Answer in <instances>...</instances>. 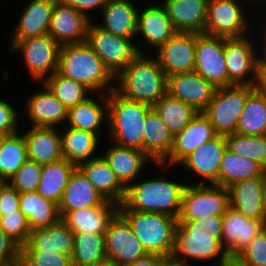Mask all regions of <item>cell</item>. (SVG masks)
I'll use <instances>...</instances> for the list:
<instances>
[{
	"label": "cell",
	"mask_w": 266,
	"mask_h": 266,
	"mask_svg": "<svg viewBox=\"0 0 266 266\" xmlns=\"http://www.w3.org/2000/svg\"><path fill=\"white\" fill-rule=\"evenodd\" d=\"M153 166L155 170L157 169L159 171V174H154L155 176L152 175L153 178L150 177V179L147 175H142V177H139L135 182L131 183L126 188L122 203L129 210L162 213L178 218L181 210L182 195L187 185V177H183L185 180L179 178V176L177 178L175 175L169 177V175L166 174H168L173 167L170 168V166L162 163H155ZM143 177L147 178L144 179ZM172 178L174 180H172Z\"/></svg>",
	"instance_id": "obj_1"
},
{
	"label": "cell",
	"mask_w": 266,
	"mask_h": 266,
	"mask_svg": "<svg viewBox=\"0 0 266 266\" xmlns=\"http://www.w3.org/2000/svg\"><path fill=\"white\" fill-rule=\"evenodd\" d=\"M57 72L83 84L92 93L108 94L115 90V77L86 41L60 47Z\"/></svg>",
	"instance_id": "obj_2"
},
{
	"label": "cell",
	"mask_w": 266,
	"mask_h": 266,
	"mask_svg": "<svg viewBox=\"0 0 266 266\" xmlns=\"http://www.w3.org/2000/svg\"><path fill=\"white\" fill-rule=\"evenodd\" d=\"M166 85L167 77L152 53H139L115 77L117 93L126 99L149 106H153L167 93Z\"/></svg>",
	"instance_id": "obj_3"
},
{
	"label": "cell",
	"mask_w": 266,
	"mask_h": 266,
	"mask_svg": "<svg viewBox=\"0 0 266 266\" xmlns=\"http://www.w3.org/2000/svg\"><path fill=\"white\" fill-rule=\"evenodd\" d=\"M152 106L132 101L115 90L107 94L106 140L143 151L144 122Z\"/></svg>",
	"instance_id": "obj_4"
},
{
	"label": "cell",
	"mask_w": 266,
	"mask_h": 266,
	"mask_svg": "<svg viewBox=\"0 0 266 266\" xmlns=\"http://www.w3.org/2000/svg\"><path fill=\"white\" fill-rule=\"evenodd\" d=\"M118 212L130 224L147 254L171 258L177 218L162 213L129 210L123 203L119 204Z\"/></svg>",
	"instance_id": "obj_5"
},
{
	"label": "cell",
	"mask_w": 266,
	"mask_h": 266,
	"mask_svg": "<svg viewBox=\"0 0 266 266\" xmlns=\"http://www.w3.org/2000/svg\"><path fill=\"white\" fill-rule=\"evenodd\" d=\"M177 221L175 247L171 260L188 266H196V262L202 261L218 266L229 257L218 240L203 227L196 226V220Z\"/></svg>",
	"instance_id": "obj_6"
},
{
	"label": "cell",
	"mask_w": 266,
	"mask_h": 266,
	"mask_svg": "<svg viewBox=\"0 0 266 266\" xmlns=\"http://www.w3.org/2000/svg\"><path fill=\"white\" fill-rule=\"evenodd\" d=\"M250 7L245 0H208L204 33L222 38L252 33L254 10Z\"/></svg>",
	"instance_id": "obj_7"
},
{
	"label": "cell",
	"mask_w": 266,
	"mask_h": 266,
	"mask_svg": "<svg viewBox=\"0 0 266 266\" xmlns=\"http://www.w3.org/2000/svg\"><path fill=\"white\" fill-rule=\"evenodd\" d=\"M9 52L20 54L29 80L44 82L58 69L60 45L49 34L10 40Z\"/></svg>",
	"instance_id": "obj_8"
},
{
	"label": "cell",
	"mask_w": 266,
	"mask_h": 266,
	"mask_svg": "<svg viewBox=\"0 0 266 266\" xmlns=\"http://www.w3.org/2000/svg\"><path fill=\"white\" fill-rule=\"evenodd\" d=\"M256 85H231L216 88L212 100L203 111L218 135L236 132L248 95Z\"/></svg>",
	"instance_id": "obj_9"
},
{
	"label": "cell",
	"mask_w": 266,
	"mask_h": 266,
	"mask_svg": "<svg viewBox=\"0 0 266 266\" xmlns=\"http://www.w3.org/2000/svg\"><path fill=\"white\" fill-rule=\"evenodd\" d=\"M86 42L114 77L139 54L135 38H122L111 34L97 26L94 21L88 26Z\"/></svg>",
	"instance_id": "obj_10"
},
{
	"label": "cell",
	"mask_w": 266,
	"mask_h": 266,
	"mask_svg": "<svg viewBox=\"0 0 266 266\" xmlns=\"http://www.w3.org/2000/svg\"><path fill=\"white\" fill-rule=\"evenodd\" d=\"M229 207L228 188L216 184H187L177 220L223 215Z\"/></svg>",
	"instance_id": "obj_11"
},
{
	"label": "cell",
	"mask_w": 266,
	"mask_h": 266,
	"mask_svg": "<svg viewBox=\"0 0 266 266\" xmlns=\"http://www.w3.org/2000/svg\"><path fill=\"white\" fill-rule=\"evenodd\" d=\"M224 54L228 86L256 85L258 61L257 44L253 32L243 37L224 38Z\"/></svg>",
	"instance_id": "obj_12"
},
{
	"label": "cell",
	"mask_w": 266,
	"mask_h": 266,
	"mask_svg": "<svg viewBox=\"0 0 266 266\" xmlns=\"http://www.w3.org/2000/svg\"><path fill=\"white\" fill-rule=\"evenodd\" d=\"M226 149L225 135H217L191 152L176 167L188 172L185 176L190 173L187 184L219 185V168ZM192 177L199 180L193 181Z\"/></svg>",
	"instance_id": "obj_13"
},
{
	"label": "cell",
	"mask_w": 266,
	"mask_h": 266,
	"mask_svg": "<svg viewBox=\"0 0 266 266\" xmlns=\"http://www.w3.org/2000/svg\"><path fill=\"white\" fill-rule=\"evenodd\" d=\"M105 245L108 264L112 266H126L147 255L130 224L119 212L108 224Z\"/></svg>",
	"instance_id": "obj_14"
},
{
	"label": "cell",
	"mask_w": 266,
	"mask_h": 266,
	"mask_svg": "<svg viewBox=\"0 0 266 266\" xmlns=\"http://www.w3.org/2000/svg\"><path fill=\"white\" fill-rule=\"evenodd\" d=\"M194 71L216 88L228 86L224 38L196 33Z\"/></svg>",
	"instance_id": "obj_15"
},
{
	"label": "cell",
	"mask_w": 266,
	"mask_h": 266,
	"mask_svg": "<svg viewBox=\"0 0 266 266\" xmlns=\"http://www.w3.org/2000/svg\"><path fill=\"white\" fill-rule=\"evenodd\" d=\"M40 89L32 92L23 102L25 124L32 127L62 128L66 125L68 109L56 98L44 82H37Z\"/></svg>",
	"instance_id": "obj_16"
},
{
	"label": "cell",
	"mask_w": 266,
	"mask_h": 266,
	"mask_svg": "<svg viewBox=\"0 0 266 266\" xmlns=\"http://www.w3.org/2000/svg\"><path fill=\"white\" fill-rule=\"evenodd\" d=\"M151 2L152 1H150L146 7H139L140 9L138 10L135 41L136 45L138 44L137 48L139 53H146L147 51H144V48L146 49L148 45V47L151 48L148 52L150 53L151 50L155 52L177 32L162 3L158 4V2H152L151 4ZM142 40L143 43L141 44ZM144 43L146 46L140 48L139 45H143Z\"/></svg>",
	"instance_id": "obj_17"
},
{
	"label": "cell",
	"mask_w": 266,
	"mask_h": 266,
	"mask_svg": "<svg viewBox=\"0 0 266 266\" xmlns=\"http://www.w3.org/2000/svg\"><path fill=\"white\" fill-rule=\"evenodd\" d=\"M107 141L109 144L107 143L105 146H101L102 153H100V156L110 166L119 182L125 188L135 182L139 177H142L144 172L147 174V167L149 169L151 165L153 166L155 164L153 160L140 149L124 147L110 140Z\"/></svg>",
	"instance_id": "obj_18"
},
{
	"label": "cell",
	"mask_w": 266,
	"mask_h": 266,
	"mask_svg": "<svg viewBox=\"0 0 266 266\" xmlns=\"http://www.w3.org/2000/svg\"><path fill=\"white\" fill-rule=\"evenodd\" d=\"M196 33L176 32L152 54L165 76L195 70Z\"/></svg>",
	"instance_id": "obj_19"
},
{
	"label": "cell",
	"mask_w": 266,
	"mask_h": 266,
	"mask_svg": "<svg viewBox=\"0 0 266 266\" xmlns=\"http://www.w3.org/2000/svg\"><path fill=\"white\" fill-rule=\"evenodd\" d=\"M265 226L230 206L222 215V245L229 257H237Z\"/></svg>",
	"instance_id": "obj_20"
},
{
	"label": "cell",
	"mask_w": 266,
	"mask_h": 266,
	"mask_svg": "<svg viewBox=\"0 0 266 266\" xmlns=\"http://www.w3.org/2000/svg\"><path fill=\"white\" fill-rule=\"evenodd\" d=\"M91 21L62 0H56L48 34L60 45L85 42Z\"/></svg>",
	"instance_id": "obj_21"
},
{
	"label": "cell",
	"mask_w": 266,
	"mask_h": 266,
	"mask_svg": "<svg viewBox=\"0 0 266 266\" xmlns=\"http://www.w3.org/2000/svg\"><path fill=\"white\" fill-rule=\"evenodd\" d=\"M167 94L203 112L212 100L216 87L195 71L167 77Z\"/></svg>",
	"instance_id": "obj_22"
},
{
	"label": "cell",
	"mask_w": 266,
	"mask_h": 266,
	"mask_svg": "<svg viewBox=\"0 0 266 266\" xmlns=\"http://www.w3.org/2000/svg\"><path fill=\"white\" fill-rule=\"evenodd\" d=\"M218 134L203 112H199L181 132L173 137L170 154L161 162L176 167L191 152Z\"/></svg>",
	"instance_id": "obj_23"
},
{
	"label": "cell",
	"mask_w": 266,
	"mask_h": 266,
	"mask_svg": "<svg viewBox=\"0 0 266 266\" xmlns=\"http://www.w3.org/2000/svg\"><path fill=\"white\" fill-rule=\"evenodd\" d=\"M107 122V94L93 93L84 102L68 109L64 127L90 131L106 140Z\"/></svg>",
	"instance_id": "obj_24"
},
{
	"label": "cell",
	"mask_w": 266,
	"mask_h": 266,
	"mask_svg": "<svg viewBox=\"0 0 266 266\" xmlns=\"http://www.w3.org/2000/svg\"><path fill=\"white\" fill-rule=\"evenodd\" d=\"M135 3L133 0H107L100 12V19L94 23L119 37L135 38L139 10V5Z\"/></svg>",
	"instance_id": "obj_25"
},
{
	"label": "cell",
	"mask_w": 266,
	"mask_h": 266,
	"mask_svg": "<svg viewBox=\"0 0 266 266\" xmlns=\"http://www.w3.org/2000/svg\"><path fill=\"white\" fill-rule=\"evenodd\" d=\"M20 132L26 141L27 157L39 165H47L63 158L59 128L21 125ZM22 130V131H21Z\"/></svg>",
	"instance_id": "obj_26"
},
{
	"label": "cell",
	"mask_w": 266,
	"mask_h": 266,
	"mask_svg": "<svg viewBox=\"0 0 266 266\" xmlns=\"http://www.w3.org/2000/svg\"><path fill=\"white\" fill-rule=\"evenodd\" d=\"M15 27L9 32V40H22L48 34L52 10L56 0H28Z\"/></svg>",
	"instance_id": "obj_27"
},
{
	"label": "cell",
	"mask_w": 266,
	"mask_h": 266,
	"mask_svg": "<svg viewBox=\"0 0 266 266\" xmlns=\"http://www.w3.org/2000/svg\"><path fill=\"white\" fill-rule=\"evenodd\" d=\"M60 137L63 158L76 166L100 156L104 140L96 133L62 126Z\"/></svg>",
	"instance_id": "obj_28"
},
{
	"label": "cell",
	"mask_w": 266,
	"mask_h": 266,
	"mask_svg": "<svg viewBox=\"0 0 266 266\" xmlns=\"http://www.w3.org/2000/svg\"><path fill=\"white\" fill-rule=\"evenodd\" d=\"M118 204L106 200L102 205L70 212H59L61 220L73 232L105 234L109 222L118 212Z\"/></svg>",
	"instance_id": "obj_29"
},
{
	"label": "cell",
	"mask_w": 266,
	"mask_h": 266,
	"mask_svg": "<svg viewBox=\"0 0 266 266\" xmlns=\"http://www.w3.org/2000/svg\"><path fill=\"white\" fill-rule=\"evenodd\" d=\"M177 32L204 33L208 0H159Z\"/></svg>",
	"instance_id": "obj_30"
},
{
	"label": "cell",
	"mask_w": 266,
	"mask_h": 266,
	"mask_svg": "<svg viewBox=\"0 0 266 266\" xmlns=\"http://www.w3.org/2000/svg\"><path fill=\"white\" fill-rule=\"evenodd\" d=\"M228 188L230 206L247 218L266 223L262 204L263 177L236 182Z\"/></svg>",
	"instance_id": "obj_31"
},
{
	"label": "cell",
	"mask_w": 266,
	"mask_h": 266,
	"mask_svg": "<svg viewBox=\"0 0 266 266\" xmlns=\"http://www.w3.org/2000/svg\"><path fill=\"white\" fill-rule=\"evenodd\" d=\"M77 168L105 200L122 204L126 188L101 156L82 162Z\"/></svg>",
	"instance_id": "obj_32"
},
{
	"label": "cell",
	"mask_w": 266,
	"mask_h": 266,
	"mask_svg": "<svg viewBox=\"0 0 266 266\" xmlns=\"http://www.w3.org/2000/svg\"><path fill=\"white\" fill-rule=\"evenodd\" d=\"M20 250H39L72 256L74 233L59 220L54 225L32 230L28 242Z\"/></svg>",
	"instance_id": "obj_33"
},
{
	"label": "cell",
	"mask_w": 266,
	"mask_h": 266,
	"mask_svg": "<svg viewBox=\"0 0 266 266\" xmlns=\"http://www.w3.org/2000/svg\"><path fill=\"white\" fill-rule=\"evenodd\" d=\"M105 201L89 180L76 168L64 189L58 210L59 212L76 211L100 206Z\"/></svg>",
	"instance_id": "obj_34"
},
{
	"label": "cell",
	"mask_w": 266,
	"mask_h": 266,
	"mask_svg": "<svg viewBox=\"0 0 266 266\" xmlns=\"http://www.w3.org/2000/svg\"><path fill=\"white\" fill-rule=\"evenodd\" d=\"M144 124L143 151L154 163H161L170 154L174 136L154 109Z\"/></svg>",
	"instance_id": "obj_35"
},
{
	"label": "cell",
	"mask_w": 266,
	"mask_h": 266,
	"mask_svg": "<svg viewBox=\"0 0 266 266\" xmlns=\"http://www.w3.org/2000/svg\"><path fill=\"white\" fill-rule=\"evenodd\" d=\"M76 168L75 164L64 158L42 165V175L37 192L59 205L69 178Z\"/></svg>",
	"instance_id": "obj_36"
},
{
	"label": "cell",
	"mask_w": 266,
	"mask_h": 266,
	"mask_svg": "<svg viewBox=\"0 0 266 266\" xmlns=\"http://www.w3.org/2000/svg\"><path fill=\"white\" fill-rule=\"evenodd\" d=\"M73 266H105L108 264L105 234L73 232Z\"/></svg>",
	"instance_id": "obj_37"
},
{
	"label": "cell",
	"mask_w": 266,
	"mask_h": 266,
	"mask_svg": "<svg viewBox=\"0 0 266 266\" xmlns=\"http://www.w3.org/2000/svg\"><path fill=\"white\" fill-rule=\"evenodd\" d=\"M265 173L266 169L258 162L226 149L219 168V185L227 188L239 181L263 177Z\"/></svg>",
	"instance_id": "obj_38"
},
{
	"label": "cell",
	"mask_w": 266,
	"mask_h": 266,
	"mask_svg": "<svg viewBox=\"0 0 266 266\" xmlns=\"http://www.w3.org/2000/svg\"><path fill=\"white\" fill-rule=\"evenodd\" d=\"M20 210L27 217L31 230L48 227L61 220L58 205L37 191L20 194Z\"/></svg>",
	"instance_id": "obj_39"
},
{
	"label": "cell",
	"mask_w": 266,
	"mask_h": 266,
	"mask_svg": "<svg viewBox=\"0 0 266 266\" xmlns=\"http://www.w3.org/2000/svg\"><path fill=\"white\" fill-rule=\"evenodd\" d=\"M236 133L248 136L266 135V96L257 88L247 97Z\"/></svg>",
	"instance_id": "obj_40"
},
{
	"label": "cell",
	"mask_w": 266,
	"mask_h": 266,
	"mask_svg": "<svg viewBox=\"0 0 266 266\" xmlns=\"http://www.w3.org/2000/svg\"><path fill=\"white\" fill-rule=\"evenodd\" d=\"M152 108L162 118L173 136L181 132L199 113L189 104L172 98L167 93Z\"/></svg>",
	"instance_id": "obj_41"
},
{
	"label": "cell",
	"mask_w": 266,
	"mask_h": 266,
	"mask_svg": "<svg viewBox=\"0 0 266 266\" xmlns=\"http://www.w3.org/2000/svg\"><path fill=\"white\" fill-rule=\"evenodd\" d=\"M27 160V146L23 134L19 131L6 136L0 148V180H11Z\"/></svg>",
	"instance_id": "obj_42"
},
{
	"label": "cell",
	"mask_w": 266,
	"mask_h": 266,
	"mask_svg": "<svg viewBox=\"0 0 266 266\" xmlns=\"http://www.w3.org/2000/svg\"><path fill=\"white\" fill-rule=\"evenodd\" d=\"M44 83L67 109L84 102L93 94L83 84L66 78L57 71L48 77Z\"/></svg>",
	"instance_id": "obj_43"
},
{
	"label": "cell",
	"mask_w": 266,
	"mask_h": 266,
	"mask_svg": "<svg viewBox=\"0 0 266 266\" xmlns=\"http://www.w3.org/2000/svg\"><path fill=\"white\" fill-rule=\"evenodd\" d=\"M227 150L254 160L266 169V135L248 136L238 133L225 135Z\"/></svg>",
	"instance_id": "obj_44"
},
{
	"label": "cell",
	"mask_w": 266,
	"mask_h": 266,
	"mask_svg": "<svg viewBox=\"0 0 266 266\" xmlns=\"http://www.w3.org/2000/svg\"><path fill=\"white\" fill-rule=\"evenodd\" d=\"M42 175V165L27 160L8 181V183L19 193L36 192Z\"/></svg>",
	"instance_id": "obj_45"
},
{
	"label": "cell",
	"mask_w": 266,
	"mask_h": 266,
	"mask_svg": "<svg viewBox=\"0 0 266 266\" xmlns=\"http://www.w3.org/2000/svg\"><path fill=\"white\" fill-rule=\"evenodd\" d=\"M0 228L20 247L28 242L32 231L27 217L20 209L1 216Z\"/></svg>",
	"instance_id": "obj_46"
},
{
	"label": "cell",
	"mask_w": 266,
	"mask_h": 266,
	"mask_svg": "<svg viewBox=\"0 0 266 266\" xmlns=\"http://www.w3.org/2000/svg\"><path fill=\"white\" fill-rule=\"evenodd\" d=\"M20 266H73L72 256L39 250H20Z\"/></svg>",
	"instance_id": "obj_47"
},
{
	"label": "cell",
	"mask_w": 266,
	"mask_h": 266,
	"mask_svg": "<svg viewBox=\"0 0 266 266\" xmlns=\"http://www.w3.org/2000/svg\"><path fill=\"white\" fill-rule=\"evenodd\" d=\"M237 258L247 266H266V226Z\"/></svg>",
	"instance_id": "obj_48"
},
{
	"label": "cell",
	"mask_w": 266,
	"mask_h": 266,
	"mask_svg": "<svg viewBox=\"0 0 266 266\" xmlns=\"http://www.w3.org/2000/svg\"><path fill=\"white\" fill-rule=\"evenodd\" d=\"M6 101V99H0V135H12L20 131L21 110L16 109L15 106ZM14 106V107H13ZM20 112V113H19Z\"/></svg>",
	"instance_id": "obj_49"
},
{
	"label": "cell",
	"mask_w": 266,
	"mask_h": 266,
	"mask_svg": "<svg viewBox=\"0 0 266 266\" xmlns=\"http://www.w3.org/2000/svg\"><path fill=\"white\" fill-rule=\"evenodd\" d=\"M20 261V246L0 228V266H16Z\"/></svg>",
	"instance_id": "obj_50"
},
{
	"label": "cell",
	"mask_w": 266,
	"mask_h": 266,
	"mask_svg": "<svg viewBox=\"0 0 266 266\" xmlns=\"http://www.w3.org/2000/svg\"><path fill=\"white\" fill-rule=\"evenodd\" d=\"M20 209V194L6 182L0 190V217Z\"/></svg>",
	"instance_id": "obj_51"
},
{
	"label": "cell",
	"mask_w": 266,
	"mask_h": 266,
	"mask_svg": "<svg viewBox=\"0 0 266 266\" xmlns=\"http://www.w3.org/2000/svg\"><path fill=\"white\" fill-rule=\"evenodd\" d=\"M262 13H263V10H261L259 12V14H256V12H255V15L256 16L254 15V18H253L254 20H256V19H258L259 17L262 16L261 17L262 19H260V20H262V22L259 19H258V21L257 20L256 21H253V25H254L253 26V29L260 28L258 30V32H257V30L256 31L253 30V33L255 34V36L257 35L255 38H257L256 39V44H257V61H258V66H266V22H265L266 21V12H264L263 15H262ZM257 15H258V18H257ZM263 16H265V17H263ZM254 22H256L255 24H257L259 27L257 25H255ZM261 23H263V24H261ZM259 24H261V25H259Z\"/></svg>",
	"instance_id": "obj_52"
},
{
	"label": "cell",
	"mask_w": 266,
	"mask_h": 266,
	"mask_svg": "<svg viewBox=\"0 0 266 266\" xmlns=\"http://www.w3.org/2000/svg\"><path fill=\"white\" fill-rule=\"evenodd\" d=\"M62 1L65 4L72 6L75 10L83 14L89 21L92 22L94 21L93 19L95 20L97 19L92 13L96 12L97 10L99 11L100 14L107 0H62Z\"/></svg>",
	"instance_id": "obj_53"
},
{
	"label": "cell",
	"mask_w": 266,
	"mask_h": 266,
	"mask_svg": "<svg viewBox=\"0 0 266 266\" xmlns=\"http://www.w3.org/2000/svg\"><path fill=\"white\" fill-rule=\"evenodd\" d=\"M196 226H201L208 233H210L214 239L218 240L222 244V215L205 216L196 220Z\"/></svg>",
	"instance_id": "obj_54"
},
{
	"label": "cell",
	"mask_w": 266,
	"mask_h": 266,
	"mask_svg": "<svg viewBox=\"0 0 266 266\" xmlns=\"http://www.w3.org/2000/svg\"><path fill=\"white\" fill-rule=\"evenodd\" d=\"M170 258H165L162 256L147 254L145 257L137 259L131 264L126 266H164Z\"/></svg>",
	"instance_id": "obj_55"
},
{
	"label": "cell",
	"mask_w": 266,
	"mask_h": 266,
	"mask_svg": "<svg viewBox=\"0 0 266 266\" xmlns=\"http://www.w3.org/2000/svg\"><path fill=\"white\" fill-rule=\"evenodd\" d=\"M256 88L266 96V66H258Z\"/></svg>",
	"instance_id": "obj_56"
},
{
	"label": "cell",
	"mask_w": 266,
	"mask_h": 266,
	"mask_svg": "<svg viewBox=\"0 0 266 266\" xmlns=\"http://www.w3.org/2000/svg\"><path fill=\"white\" fill-rule=\"evenodd\" d=\"M248 4V6H252L251 9L252 10H256L254 12H259L260 10L263 9V11H265L266 9V0H245ZM259 4V5H258ZM265 6V7H264ZM254 7V8H253ZM259 7V8H258ZM256 8V9H255ZM258 8V9H257ZM262 8V9H261ZM265 8V9H264Z\"/></svg>",
	"instance_id": "obj_57"
},
{
	"label": "cell",
	"mask_w": 266,
	"mask_h": 266,
	"mask_svg": "<svg viewBox=\"0 0 266 266\" xmlns=\"http://www.w3.org/2000/svg\"><path fill=\"white\" fill-rule=\"evenodd\" d=\"M218 266H247L237 257H228L222 261Z\"/></svg>",
	"instance_id": "obj_58"
},
{
	"label": "cell",
	"mask_w": 266,
	"mask_h": 266,
	"mask_svg": "<svg viewBox=\"0 0 266 266\" xmlns=\"http://www.w3.org/2000/svg\"><path fill=\"white\" fill-rule=\"evenodd\" d=\"M262 204L266 217V173L263 176V192H262Z\"/></svg>",
	"instance_id": "obj_59"
},
{
	"label": "cell",
	"mask_w": 266,
	"mask_h": 266,
	"mask_svg": "<svg viewBox=\"0 0 266 266\" xmlns=\"http://www.w3.org/2000/svg\"><path fill=\"white\" fill-rule=\"evenodd\" d=\"M164 266H188V265H184L170 259Z\"/></svg>",
	"instance_id": "obj_60"
},
{
	"label": "cell",
	"mask_w": 266,
	"mask_h": 266,
	"mask_svg": "<svg viewBox=\"0 0 266 266\" xmlns=\"http://www.w3.org/2000/svg\"><path fill=\"white\" fill-rule=\"evenodd\" d=\"M5 137H6L5 135H0V148H1V145H2V142H3V139H4Z\"/></svg>",
	"instance_id": "obj_61"
},
{
	"label": "cell",
	"mask_w": 266,
	"mask_h": 266,
	"mask_svg": "<svg viewBox=\"0 0 266 266\" xmlns=\"http://www.w3.org/2000/svg\"><path fill=\"white\" fill-rule=\"evenodd\" d=\"M6 182H3L0 180V190H1V187L5 184Z\"/></svg>",
	"instance_id": "obj_62"
}]
</instances>
